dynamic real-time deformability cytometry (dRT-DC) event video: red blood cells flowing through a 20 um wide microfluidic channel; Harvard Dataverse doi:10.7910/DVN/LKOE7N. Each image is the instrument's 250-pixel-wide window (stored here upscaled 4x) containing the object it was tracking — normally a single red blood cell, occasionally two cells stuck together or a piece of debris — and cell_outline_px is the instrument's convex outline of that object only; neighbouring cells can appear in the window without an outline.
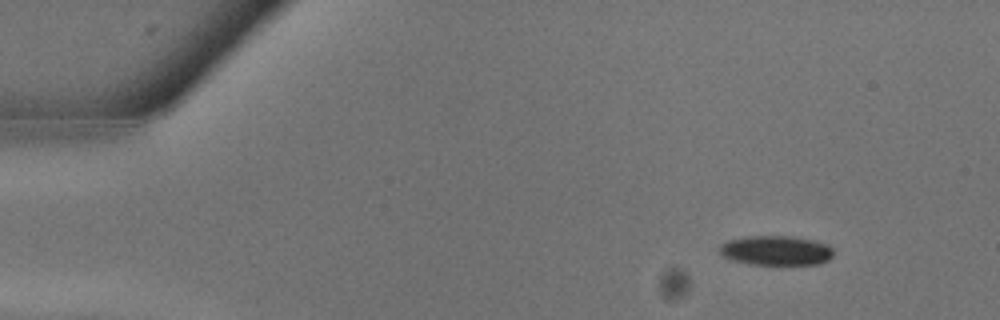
{"species": "common noctule bat (a hibernating species)", "species_latin": "Nyctalus noctula", "temperature_condition": "warm", "stored_images_in_passage": 11, "camera_frame_rate_fps": 3000, "um_per_image_px": 0.085, "animal": {"sex": "male", "body_mass_g": 13.3}, "frame": {"image": 1, "passage_image": 4, "time_ms": 1.0, "image_size_px": [1000, 320], "cell_outline_px": [[832, 256], [828, 260], [820, 264], [776, 268], [748, 264], [732, 260], [724, 256], [716, 248], [720, 244], [728, 240], [744, 236], [792, 236], [812, 240], [828, 244], [832, 248]], "centroid_in_image_um": [65.95, 21.35], "position_along_channel_um": 19.0, "area_um2": 20.81}}
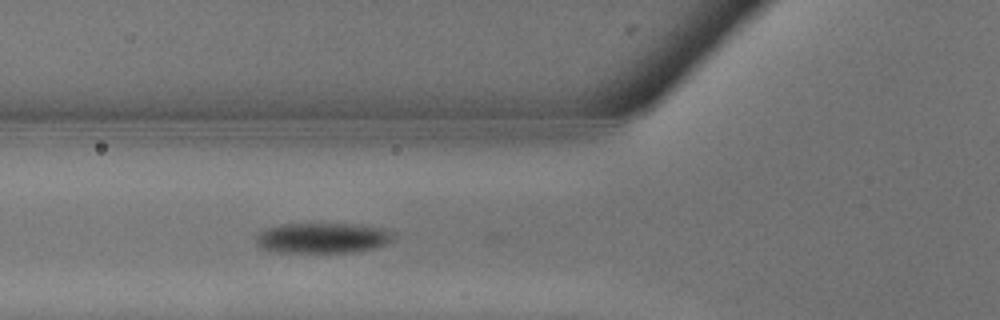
{"frame": {"image": 2, "passage_image": 11, "time_ms": 3.333, "image_size_px": [1000, 320], "cell_outline_px": [[392, 236], [384, 244], [376, 248], [352, 252], [284, 252], [260, 248], [256, 244], [256, 236], [264, 228], [280, 224], [352, 224], [384, 228], [392, 232]], "centroid_in_image_um": [27.36, 20.22], "position_along_channel_um": 98.4, "area_um2": 24.1}}